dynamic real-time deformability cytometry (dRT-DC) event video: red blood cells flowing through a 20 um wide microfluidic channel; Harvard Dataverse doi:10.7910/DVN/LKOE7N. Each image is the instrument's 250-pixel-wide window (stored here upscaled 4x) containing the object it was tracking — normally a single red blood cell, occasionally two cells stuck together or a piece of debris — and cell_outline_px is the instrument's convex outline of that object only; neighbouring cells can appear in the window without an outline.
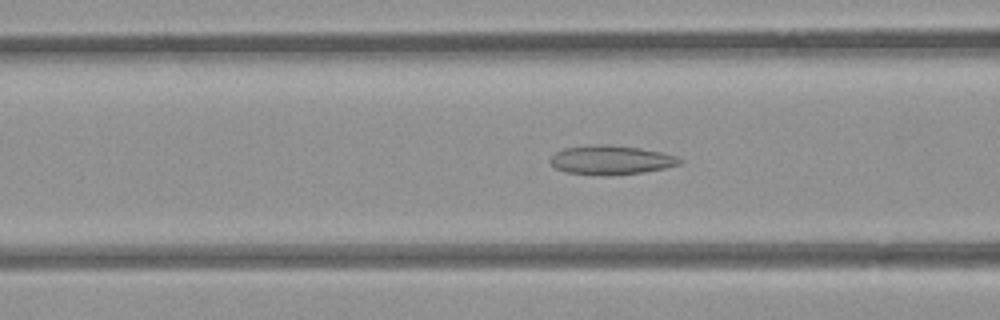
{"species": "common noctule bat (a hibernating species)", "species_latin": "Nyctalus noctula", "temperature_condition": "room temperature", "stored_images_in_passage": 41, "camera_frame_rate_fps": 3000, "um_per_image_px": 0.085, "animal": {"sex": "female", "body_mass_g": 21.9}, "frame": {"image": 1, "passage_image": 20, "time_ms": 6.333, "image_size_px": [1000, 320], "cell_outline_px": [[684, 160], [680, 164], [664, 168], [644, 172], [604, 176], [600, 176], [564, 172], [556, 168], [548, 160], [556, 152], [564, 148], [596, 144], [608, 144], [640, 148], [660, 152], [676, 156]], "centroid_in_image_um": [51.92, 13.6], "position_along_channel_um": 114.7, "area_um2": 22.08}}
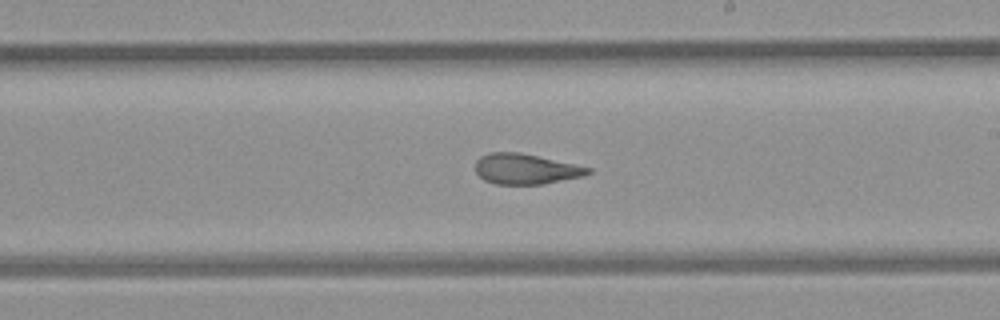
{"frame": {"image": 2, "passage_image": 30, "time_ms": 9.667, "image_size_px": [1000, 320], "cell_outline_px": [[592, 172], [584, 176], [544, 184], [496, 184], [484, 180], [476, 172], [476, 160], [480, 156], [488, 152], [520, 152], [592, 168]], "centroid_in_image_um": [44.68, 14.36], "position_along_channel_um": 244.3, "area_um2": 20.0}}
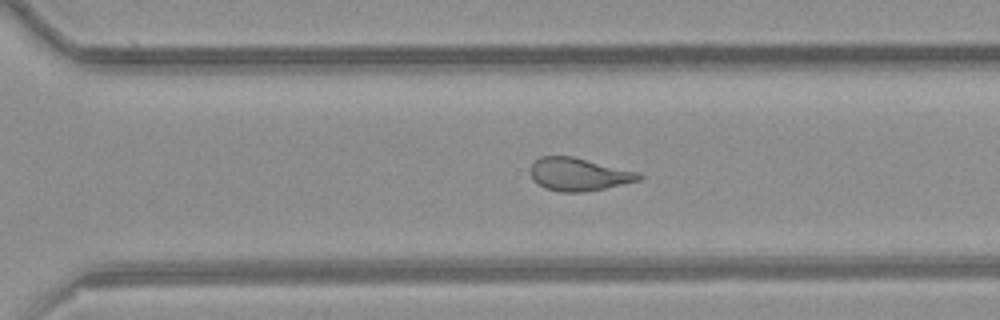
{"frame": {"image": 3, "passage_image": 36, "time_ms": 11.667, "image_size_px": [1000, 320], "cell_outline_px": [[644, 176], [640, 180], [604, 188], [584, 192], [560, 192], [544, 188], [532, 180], [532, 164], [540, 156], [572, 156], [640, 172]], "centroid_in_image_um": [49.21, 14.82], "position_along_channel_um": 321.4, "area_um2": 20.75}}